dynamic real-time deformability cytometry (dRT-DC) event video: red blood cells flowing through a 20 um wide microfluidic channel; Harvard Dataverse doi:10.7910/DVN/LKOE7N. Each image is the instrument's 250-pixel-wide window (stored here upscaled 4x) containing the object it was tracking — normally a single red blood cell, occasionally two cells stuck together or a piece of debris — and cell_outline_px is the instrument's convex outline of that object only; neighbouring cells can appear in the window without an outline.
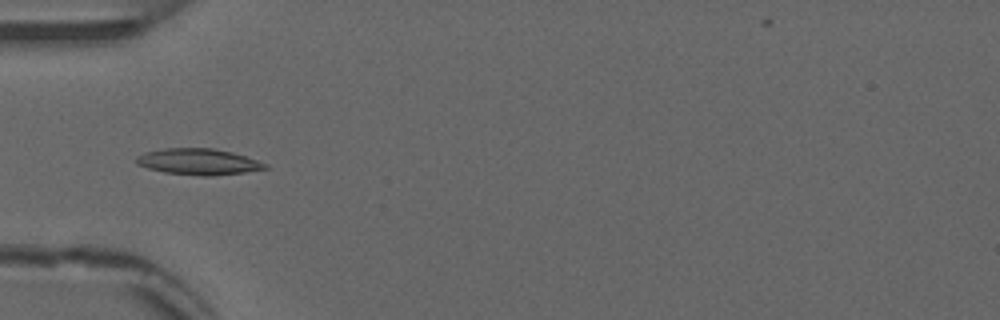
{"species": "common noctule bat (a hibernating species)", "species_latin": "Nyctalus noctula", "temperature_condition": "warm", "stored_images_in_passage": 54, "camera_frame_rate_fps": 3000, "um_per_image_px": 0.085, "animal": {"sex": "male", "forearm_length_mm": 52.5}, "frame": {"image": 1, "passage_image": 17, "time_ms": 5.333, "image_size_px": [1000, 320], "cell_outline_px": [[268, 168], [244, 172], [212, 176], [200, 176], [164, 172], [148, 168], [136, 164], [136, 156], [144, 152], [164, 148], [212, 148], [232, 152], [268, 164]], "centroid_in_image_um": [16.83, 13.74], "position_along_channel_um": 68.2, "area_um2": 19.59}}
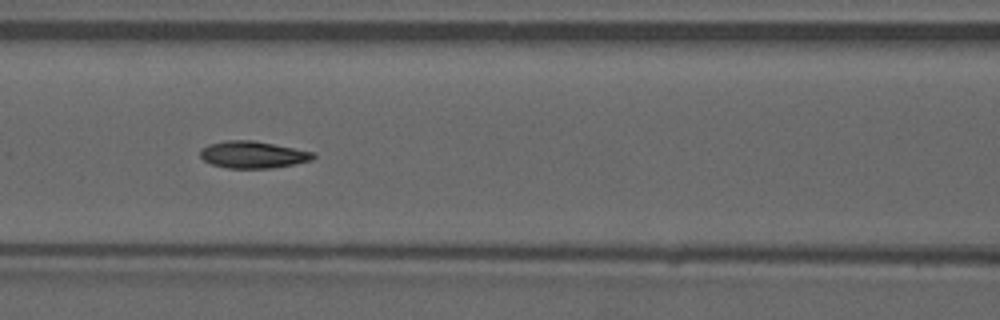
{"frame": {"image": 2, "passage_image": 23, "time_ms": 7.333, "image_size_px": [1000, 320], "cell_outline_px": [[316, 156], [312, 160], [296, 164], [272, 168], [228, 168], [212, 164], [204, 160], [200, 156], [200, 148], [208, 144], [224, 140], [252, 140], [316, 152]], "centroid_in_image_um": [21.51, 13.14], "position_along_channel_um": 145.1, "area_um2": 17.92}}
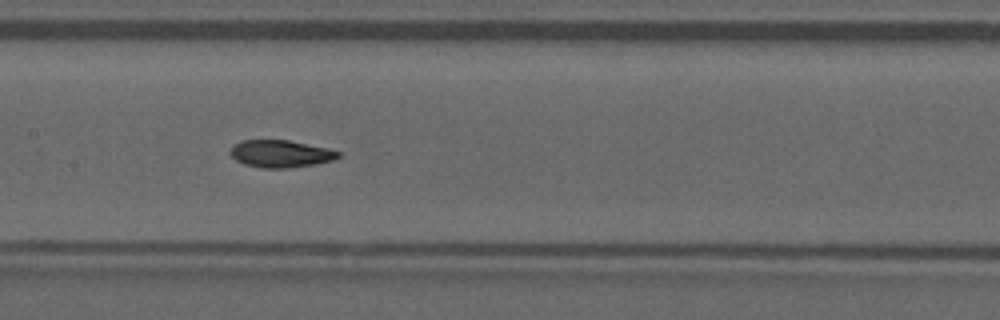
{"frame": {"image": 3, "passage_image": 26, "time_ms": 8.333, "image_size_px": [1000, 320], "cell_outline_px": [[340, 156], [332, 160], [316, 164], [288, 168], [264, 168], [244, 164], [236, 160], [228, 152], [232, 144], [240, 140], [288, 140], [328, 148], [340, 152]], "centroid_in_image_um": [23.81, 13.06], "position_along_channel_um": 183.6, "area_um2": 17.28}, "authors_computed_cell_mechanics": {"area_um2": 17.5712, "velocity_mm_per_s": 3.856, "shape_relaxation_time_tau1_ms": 5.5461, "shape_relaxation_time_tau2_ms": 2.4596, "deformation_change_tau1": 0.1669, "deformation_change_tau2": 0.066}}